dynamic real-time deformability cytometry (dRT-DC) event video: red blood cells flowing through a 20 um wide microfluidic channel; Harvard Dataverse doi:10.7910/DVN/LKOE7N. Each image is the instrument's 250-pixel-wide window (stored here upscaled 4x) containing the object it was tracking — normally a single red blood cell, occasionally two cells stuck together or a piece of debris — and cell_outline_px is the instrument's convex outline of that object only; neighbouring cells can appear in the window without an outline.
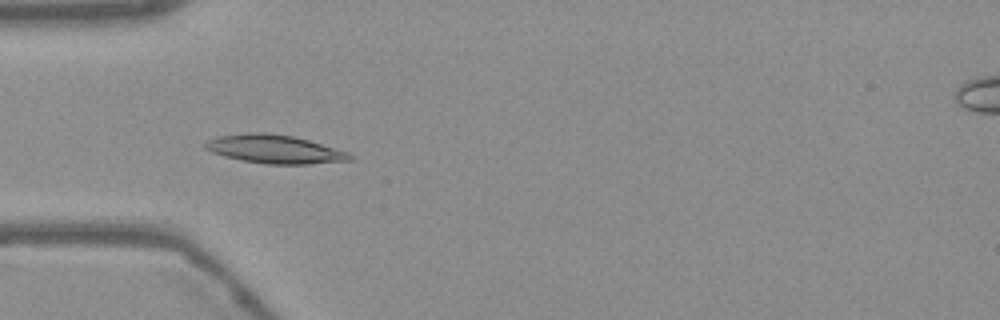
{"species": "Egyptian fruit bat (a non-hibernating species)", "species_latin": "Rousettus aegyptiacus", "temperature_condition": "warm", "stored_images_in_passage": 54, "camera_frame_rate_fps": 3000, "um_per_image_px": 0.085, "frame": {"image": 1, "passage_image": 17, "time_ms": 5.333, "image_size_px": [1000, 320], "cell_outline_px": [[352, 160], [308, 164], [264, 164], [240, 160], [224, 156], [212, 152], [204, 148], [204, 144], [208, 140], [220, 136], [248, 132], [268, 132], [292, 136], [308, 140], [348, 152], [352, 156]], "centroid_in_image_um": [23.31, 12.68], "position_along_channel_um": 61.7, "area_um2": 23.93}}
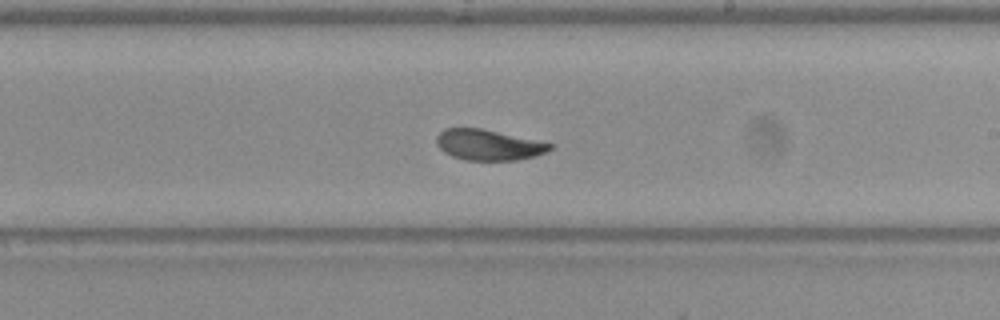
{"frame": {"image": 2, "passage_image": 32, "time_ms": 10.333, "image_size_px": [1000, 320], "cell_outline_px": [[556, 144], [552, 148], [536, 156], [516, 160], [464, 160], [452, 156], [444, 152], [436, 144], [436, 136], [444, 128], [480, 128]], "centroid_in_image_um": [41.51, 12.31], "position_along_channel_um": 247.5, "area_um2": 20.29}}
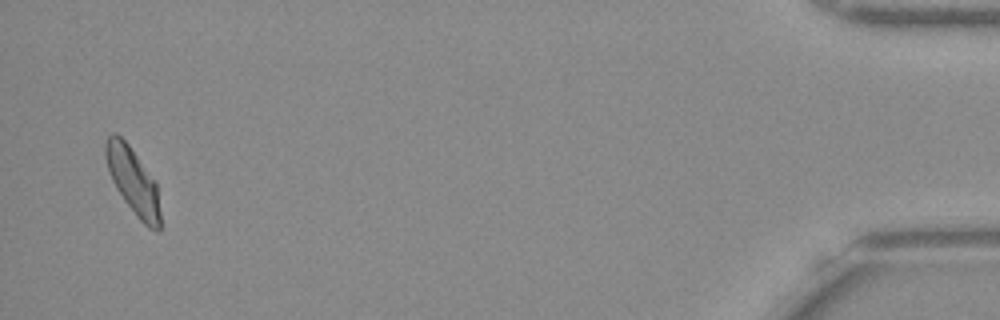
{"frame": {"image": 3, "passage_image": 53, "time_ms": 17.333, "image_size_px": [1000, 320], "cell_outline_px": [[160, 232], [156, 232], [148, 228], [136, 216], [124, 200], [116, 188], [112, 180], [104, 156], [104, 140], [112, 132], [116, 132], [128, 144], [156, 180], [160, 212]], "centroid_in_image_um": [11.3, 15.38], "position_along_channel_um": 423.9, "area_um2": 21.44}, "authors_computed_cell_mechanics": {"area_um2": 21.5594, "velocity_mm_per_s": 3.7431, "shape_relaxation_time_tau1_ms": 5.5621, "shape_relaxation_time_tau2_ms": 2.3924, "deformation_change_tau1": 0.1565, "deformation_change_tau2": 0.0675}}